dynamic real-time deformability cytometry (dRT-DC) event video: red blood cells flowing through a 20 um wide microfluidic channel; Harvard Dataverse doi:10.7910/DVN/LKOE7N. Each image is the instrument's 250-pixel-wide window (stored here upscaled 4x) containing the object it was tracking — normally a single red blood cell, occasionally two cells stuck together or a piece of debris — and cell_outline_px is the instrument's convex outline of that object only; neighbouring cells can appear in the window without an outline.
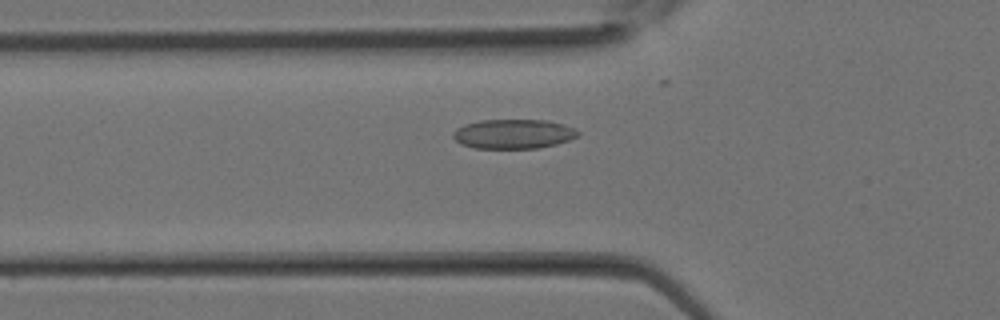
{"species": "Egyptian fruit bat (a non-hibernating species)", "species_latin": "Rousettus aegyptiacus", "temperature_condition": "room temperature", "stored_images_in_passage": 25, "camera_frame_rate_fps": 3000, "um_per_image_px": 0.085, "animal": {"sex": "female"}, "frame": {"image": 1, "passage_image": 10, "time_ms": 3.0, "image_size_px": [1000, 320], "cell_outline_px": [[580, 132], [576, 136], [568, 140], [556, 144], [540, 148], [476, 148], [460, 144], [452, 136], [452, 132], [456, 128], [464, 124], [480, 120], [544, 120], [560, 124], [572, 128]], "centroid_in_image_um": [43.57, 11.39], "position_along_channel_um": 82.2, "area_um2": 21.27}}
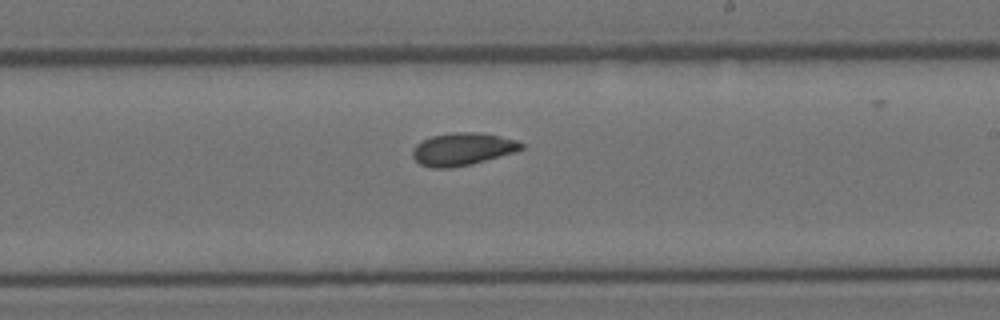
{"frame": {"image": 2, "passage_image": 18, "time_ms": 5.667, "image_size_px": [1000, 320], "cell_outline_px": [[524, 148], [516, 152], [472, 164], [452, 168], [432, 168], [420, 164], [412, 156], [412, 148], [416, 144], [432, 136], [452, 132], [480, 132], [500, 136], [516, 140], [524, 144]], "centroid_in_image_um": [39.32, 12.68], "position_along_channel_um": 249.7, "area_um2": 20.81}}
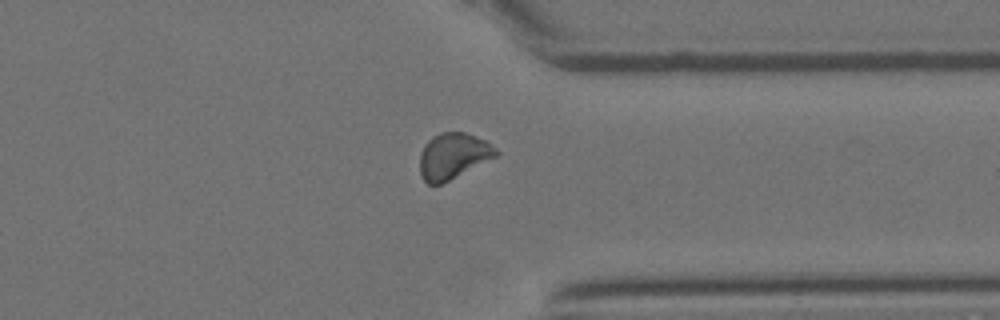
{"frame": {"image": 3, "passage_image": 24, "time_ms": 7.667, "image_size_px": [1000, 320], "cell_outline_px": [[500, 152], [496, 156], [440, 184], [428, 184], [420, 176], [420, 152], [424, 144], [432, 136], [440, 132], [464, 132], [484, 140], [496, 148]], "centroid_in_image_um": [38.47, 13.24], "position_along_channel_um": 372.9, "area_um2": 20.11}}